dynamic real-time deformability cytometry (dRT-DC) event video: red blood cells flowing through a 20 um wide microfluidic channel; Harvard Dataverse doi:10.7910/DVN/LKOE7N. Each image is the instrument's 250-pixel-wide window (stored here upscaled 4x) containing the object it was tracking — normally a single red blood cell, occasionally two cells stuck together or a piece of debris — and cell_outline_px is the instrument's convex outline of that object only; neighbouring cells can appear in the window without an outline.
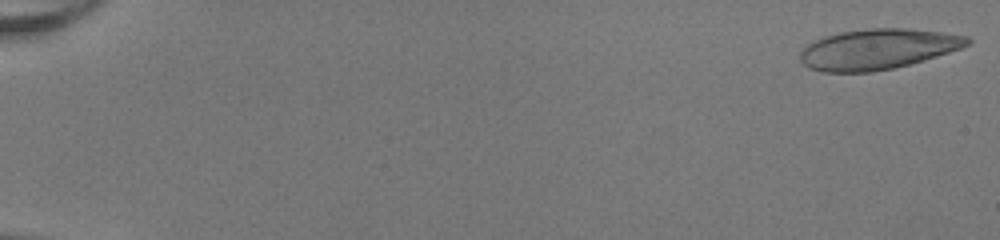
{"species": "human", "species_latin": "Homo sapiens", "temperature_condition": "room temperature", "stored_images_in_passage": 51, "camera_frame_rate_fps": 3000, "um_per_image_px": 0.085, "donor": {"sex": "female"}, "frame": {"image": 1, "passage_image": 1, "time_ms": 0.0, "image_size_px": [1000, 240], "cell_outline_px": [[972, 40], [968, 44], [960, 48], [924, 60], [892, 68], [872, 72], [820, 72], [808, 68], [800, 60], [800, 52], [808, 44], [824, 36], [840, 32], [868, 28], [908, 28], [940, 32], [968, 36]], "centroid_in_image_um": [74.58, 4.17], "position_along_channel_um": 10.4, "area_um2": 39.25}}
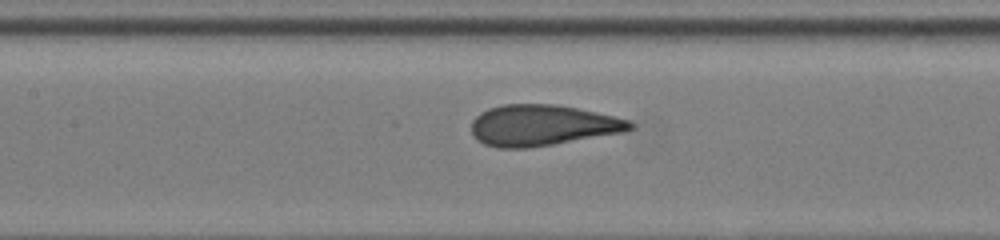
{"frame": {"image": 2, "passage_image": 26, "time_ms": 8.333, "image_size_px": [1000, 240], "cell_outline_px": [[636, 124], [632, 128], [624, 132], [528, 148], [496, 148], [484, 144], [476, 140], [472, 132], [472, 120], [480, 112], [488, 108], [504, 104], [556, 104], [576, 108], [612, 116], [628, 120]], "centroid_in_image_um": [46.05, 10.65], "position_along_channel_um": 161.4, "area_um2": 37.74}}
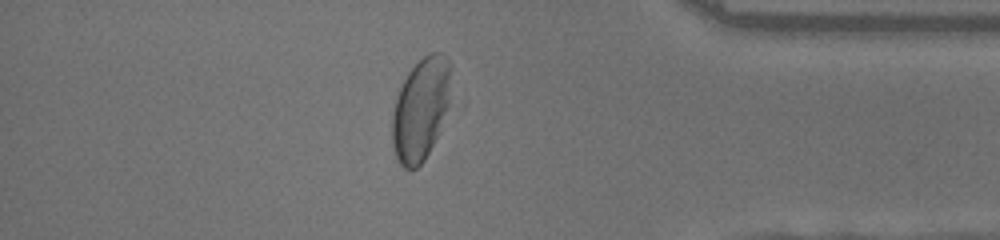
{"frame": {"image": 3, "passage_image": 45, "time_ms": 14.667, "image_size_px": [1000, 240], "cell_outline_px": [[456, 104], [424, 160], [416, 168], [404, 168], [396, 160], [392, 144], [392, 116], [396, 100], [400, 88], [408, 72], [428, 52], [444, 52], [448, 56]], "centroid_in_image_um": [35.88, 9.25], "position_along_channel_um": 399.3, "area_um2": 36.82}, "authors_computed_cell_mechanics": {"area_um2": 38.726, "velocity_mm_per_s": 4.0714, "shape_relaxation_time_tau1_ms": 2.6753, "shape_relaxation_time_tau2_ms": null, "deformation_change_tau1": 0.1437, "deformation_change_tau2": null}}